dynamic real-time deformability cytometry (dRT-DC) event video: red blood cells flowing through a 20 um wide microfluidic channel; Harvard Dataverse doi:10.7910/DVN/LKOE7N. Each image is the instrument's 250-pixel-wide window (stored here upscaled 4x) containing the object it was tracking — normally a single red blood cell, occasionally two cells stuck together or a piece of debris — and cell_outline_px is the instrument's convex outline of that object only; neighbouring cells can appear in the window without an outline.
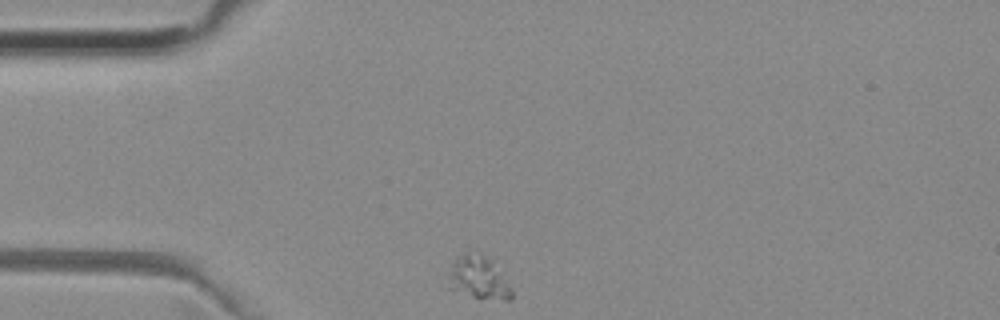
{"species": "common noctule bat (a hibernating species)", "species_latin": "Nyctalus noctula", "temperature_condition": "room temperature", "stored_images_in_passage": 43, "camera_frame_rate_fps": 3000, "um_per_image_px": 0.085, "animal": {"sex": "female", "body_mass_g": 29.2, "forearm_length_mm": 56.3}, "frame": {"image": 1, "passage_image": 1, "time_ms": 0.0, "image_size_px": [1000, 320], "cell_outline_px": [[512, 300], [504, 300], [472, 296], [444, 288], [452, 260], [456, 256], [464, 252], [484, 256], [492, 260], [504, 268], [512, 288]], "centroid_in_image_um": [40.67, 23.59], "position_along_channel_um": 44.3, "area_um2": 16.76}}
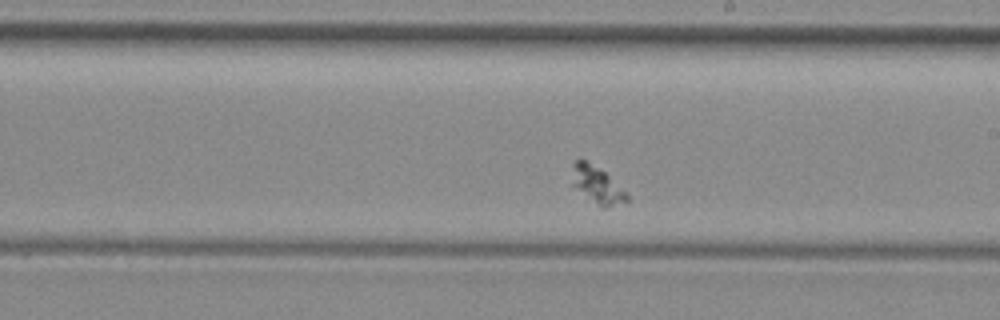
{"frame": {"image": 2, "passage_image": 19, "time_ms": 6.0, "image_size_px": [1000, 320], "cell_outline_px": [[632, 200], [608, 208], [600, 208], [572, 184], [572, 164], [580, 156], [604, 172]], "centroid_in_image_um": [50.73, 15.72], "position_along_channel_um": 238.3, "area_um2": 11.73}}
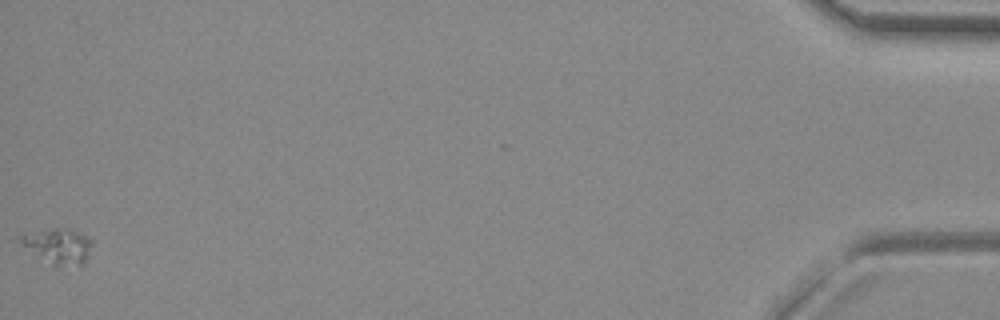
{"frame": {"image": 3, "passage_image": 43, "time_ms": 14.0, "image_size_px": [1000, 320], "cell_outline_px": [[92, 244], [84, 264], [52, 264], [36, 260], [20, 244], [20, 236], [32, 232], [60, 228], [68, 228], [88, 236], [92, 240]], "centroid_in_image_um": [4.89, 20.92], "position_along_channel_um": 430.3, "area_um2": 14.74}}